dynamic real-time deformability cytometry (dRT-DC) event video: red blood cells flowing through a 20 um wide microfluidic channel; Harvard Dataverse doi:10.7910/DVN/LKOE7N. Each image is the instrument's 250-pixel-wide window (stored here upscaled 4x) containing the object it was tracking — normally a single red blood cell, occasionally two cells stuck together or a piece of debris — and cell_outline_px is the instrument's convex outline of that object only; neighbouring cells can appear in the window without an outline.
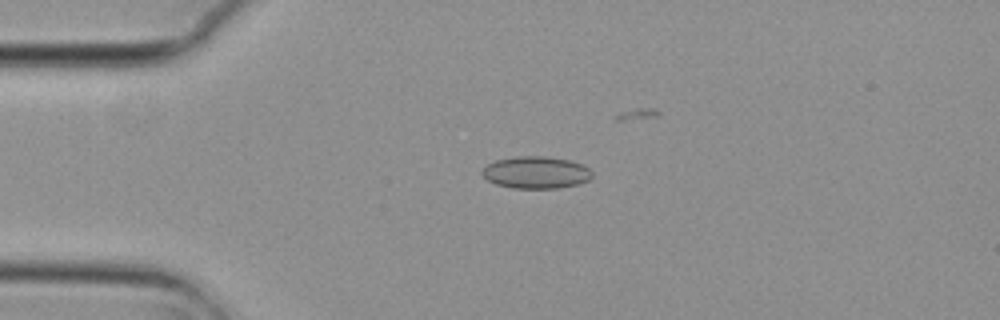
{"species": "common noctule bat (a hibernating species)", "species_latin": "Nyctalus noctula", "temperature_condition": "cold", "stored_images_in_passage": 3, "camera_frame_rate_fps": 3000, "um_per_image_px": 0.085, "animal": {"sex": "female", "body_mass_g": 29.2, "forearm_length_mm": 56.3}, "frame": {"image": 1, "passage_image": 2, "time_ms": 0.333, "image_size_px": [1000, 320], "cell_outline_px": [[592, 176], [588, 180], [576, 184], [560, 188], [512, 188], [496, 184], [488, 180], [480, 172], [488, 164], [496, 160], [516, 156], [544, 156], [568, 160], [580, 164], [588, 168], [592, 172]], "centroid_in_image_um": [45.54, 14.66], "position_along_channel_um": 39.5, "area_um2": 20.4}}